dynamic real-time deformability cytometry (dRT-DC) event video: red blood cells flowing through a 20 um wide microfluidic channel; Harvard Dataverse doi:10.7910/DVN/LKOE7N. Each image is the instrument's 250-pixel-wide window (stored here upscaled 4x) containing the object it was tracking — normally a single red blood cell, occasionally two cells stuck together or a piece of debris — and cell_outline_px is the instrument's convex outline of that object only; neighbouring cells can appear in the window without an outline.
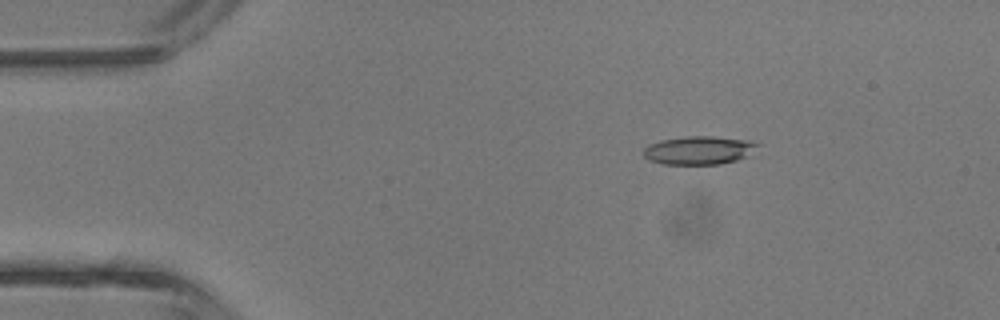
{"species": "common noctule bat (a hibernating species)", "species_latin": "Nyctalus noctula", "temperature_condition": "room temperature", "stored_images_in_passage": 5, "camera_frame_rate_fps": 3000, "um_per_image_px": 0.085, "animal": {"sex": "male", "body_mass_g": 13.3}, "frame": {"image": 1, "passage_image": 2, "time_ms": 1.333, "image_size_px": [1000, 320], "cell_outline_px": [[760, 144], [748, 156], [736, 160], [720, 164], [664, 164], [648, 160], [644, 156], [644, 148], [648, 144], [660, 140], [688, 136], [712, 136], [752, 140]], "centroid_in_image_um": [59.42, 12.76], "position_along_channel_um": 25.6, "area_um2": 18.96}}
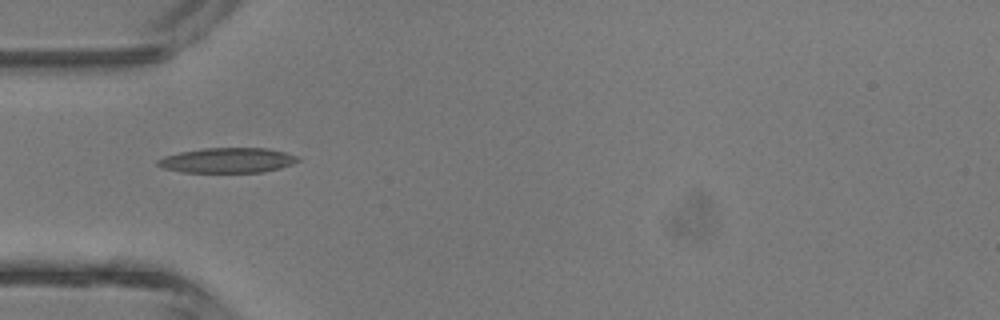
{"frame": {"image": 2, "passage_image": 4, "time_ms": 3.667, "image_size_px": [1000, 320], "cell_outline_px": [[300, 160], [292, 164], [280, 168], [264, 172], [180, 172], [164, 168], [156, 164], [156, 160], [164, 156], [180, 152], [204, 148], [268, 148], [284, 152], [296, 156]], "centroid_in_image_um": [19.32, 13.63], "position_along_channel_um": 65.7, "area_um2": 20.4}}
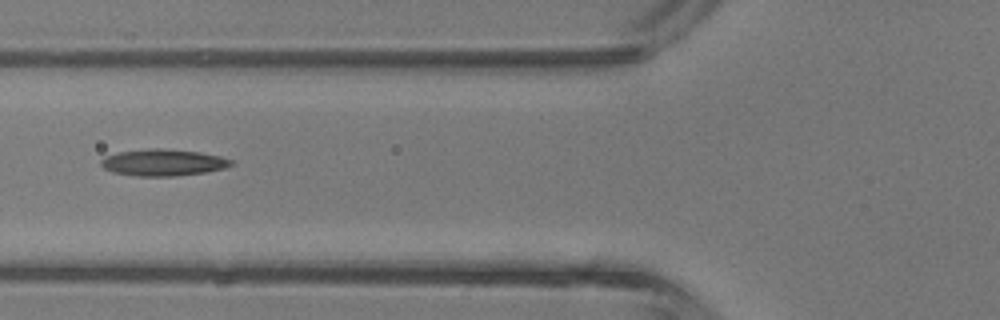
{"frame": {"image": 3, "passage_image": 5, "time_ms": 4.667, "image_size_px": [1000, 320], "cell_outline_px": [[236, 164], [224, 168], [204, 172], [172, 176], [136, 176], [112, 172], [104, 168], [100, 164], [100, 160], [108, 156], [120, 152], [148, 148], [160, 148], [200, 152], [220, 156], [232, 160]], "centroid_in_image_um": [13.88, 13.81], "position_along_channel_um": 111.9, "area_um2": 20.11}}